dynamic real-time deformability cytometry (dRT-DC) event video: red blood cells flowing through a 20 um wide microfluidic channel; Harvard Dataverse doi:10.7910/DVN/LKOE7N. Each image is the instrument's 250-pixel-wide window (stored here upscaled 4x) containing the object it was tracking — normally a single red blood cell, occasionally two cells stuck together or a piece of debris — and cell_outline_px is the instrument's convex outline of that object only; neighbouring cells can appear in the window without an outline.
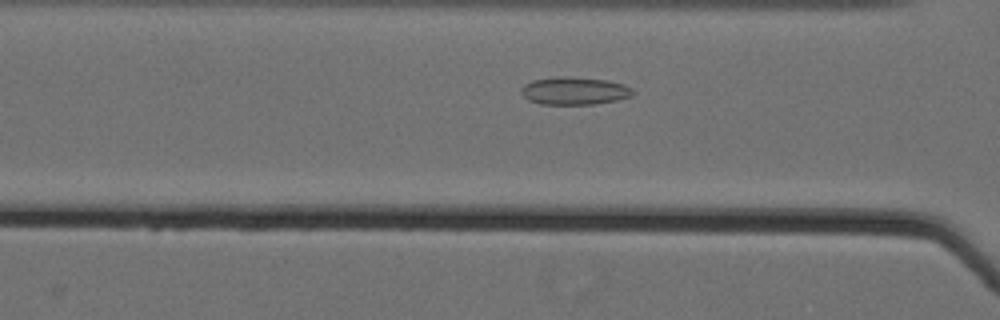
{"species": "Egyptian fruit bat (a non-hibernating species)", "species_latin": "Rousettus aegyptiacus", "temperature_condition": "cold", "stored_images_in_passage": 44, "camera_frame_rate_fps": 3000, "um_per_image_px": 0.085, "animal": {"sex": "female"}, "frame": {"image": 1, "passage_image": 15, "time_ms": 4.667, "image_size_px": [1000, 320], "cell_outline_px": [[636, 92], [632, 96], [616, 100], [592, 104], [540, 104], [528, 100], [520, 92], [520, 88], [524, 84], [532, 80], [556, 76], [568, 76], [608, 80], [624, 84], [632, 88]], "centroid_in_image_um": [48.82, 7.71], "position_along_channel_um": 117.8, "area_um2": 18.26}}
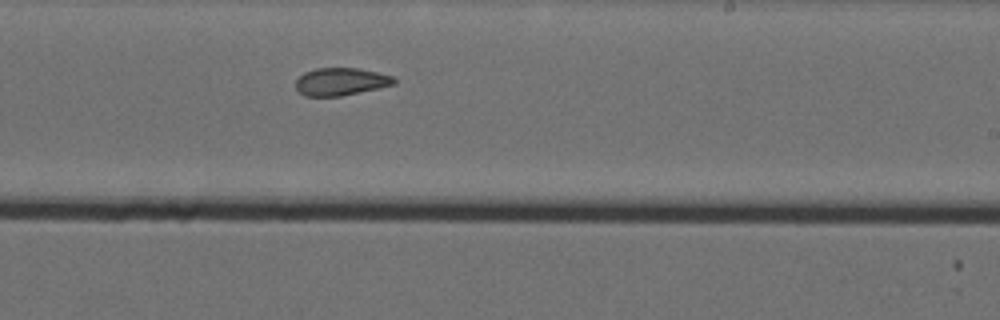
{"frame": {"image": 2, "passage_image": 27, "time_ms": 8.667, "image_size_px": [1000, 320], "cell_outline_px": [[396, 84], [340, 96], [304, 96], [296, 88], [296, 80], [304, 72], [316, 68], [356, 68], [376, 72], [392, 76], [396, 80]], "centroid_in_image_um": [28.95, 6.94], "position_along_channel_um": 260.0, "area_um2": 15.66}}
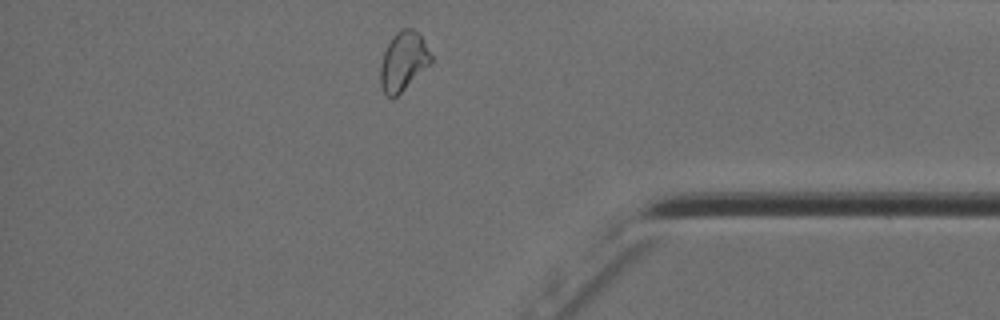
{"frame": {"image": 3, "passage_image": 40, "time_ms": 13.0, "image_size_px": [1000, 320], "cell_outline_px": [[432, 60], [396, 96], [388, 96], [384, 92], [380, 84], [380, 64], [384, 52], [392, 36], [400, 28], [412, 28], [420, 32], [432, 56]], "centroid_in_image_um": [34.27, 5.14], "position_along_channel_um": 400.9, "area_um2": 17.05}, "authors_computed_cell_mechanics": {"area_um2": 17.1377, "velocity_mm_per_s": 3.5582, "shape_relaxation_time_tau1_ms": null, "shape_relaxation_time_tau2_ms": 2.1352, "deformation_change_tau1": null, "deformation_change_tau2": 0.0805}}